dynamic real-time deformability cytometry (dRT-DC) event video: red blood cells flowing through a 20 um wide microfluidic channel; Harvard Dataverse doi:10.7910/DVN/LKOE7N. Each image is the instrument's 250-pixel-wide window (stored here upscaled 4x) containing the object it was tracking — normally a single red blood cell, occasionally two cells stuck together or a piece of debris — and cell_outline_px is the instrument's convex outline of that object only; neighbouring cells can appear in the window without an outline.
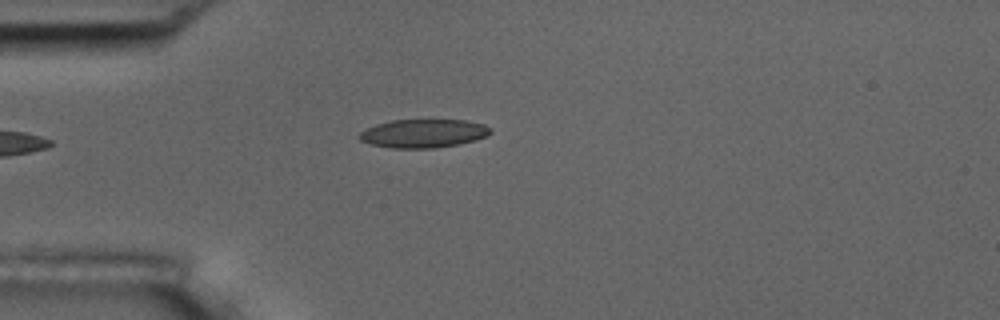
{"species": "common noctule bat (a hibernating species)", "species_latin": "Nyctalus noctula", "temperature_condition": "room temperature", "stored_images_in_passage": 38, "camera_frame_rate_fps": 3000, "um_per_image_px": 0.085, "animal": {"sex": "male", "body_mass_g": 17.5, "forearm_length_mm": 52.3}, "frame": {"image": 1, "passage_image": 1, "time_ms": 0.0, "image_size_px": [1000, 320], "cell_outline_px": [[492, 132], [488, 136], [476, 140], [436, 148], [392, 148], [372, 144], [360, 140], [356, 136], [360, 132], [376, 124], [392, 120], [468, 120], [484, 124], [492, 128]], "centroid_in_image_um": [36.02, 11.33], "position_along_channel_um": 49.0, "area_um2": 21.85}}
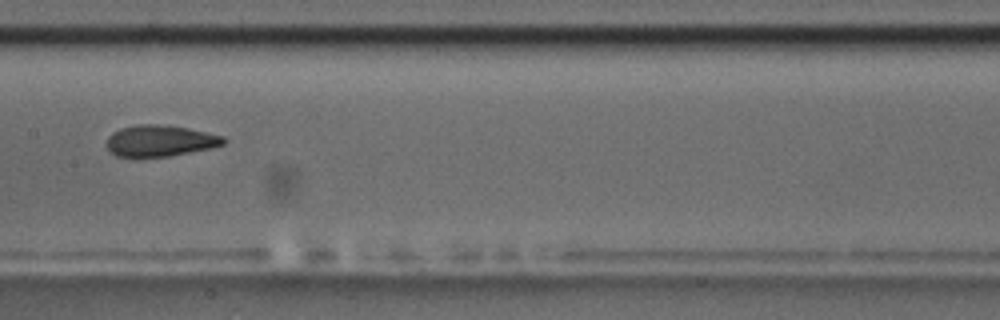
{"frame": {"image": 2, "passage_image": 14, "time_ms": 4.333, "image_size_px": [1000, 320], "cell_outline_px": [[228, 140], [224, 144], [212, 148], [168, 156], [116, 156], [108, 148], [108, 136], [112, 132], [120, 128], [136, 124], [160, 124], [188, 128], [224, 136]], "centroid_in_image_um": [13.64, 11.95], "position_along_channel_um": 193.8, "area_um2": 21.21}}
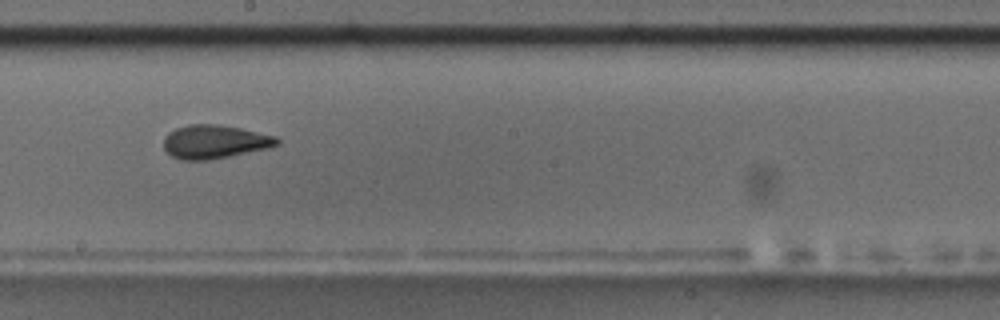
{"frame": {"image": 3, "passage_image": 17, "time_ms": 5.333, "image_size_px": [1000, 320], "cell_outline_px": [[280, 144], [272, 148], [208, 160], [184, 160], [172, 156], [164, 148], [164, 136], [168, 132], [176, 128], [188, 124], [216, 124], [240, 128], [276, 136], [280, 140]], "centroid_in_image_um": [18.27, 12.05], "position_along_channel_um": 229.9, "area_um2": 22.31}, "authors_computed_cell_mechanics": {"area_um2": 21.7039, "velocity_mm_per_s": 3.6359, "shape_relaxation_time_tau1_ms": 7.6029, "shape_relaxation_time_tau2_ms": 2.4342, "deformation_change_tau1": 0.1981, "deformation_change_tau2": 0.0834}}